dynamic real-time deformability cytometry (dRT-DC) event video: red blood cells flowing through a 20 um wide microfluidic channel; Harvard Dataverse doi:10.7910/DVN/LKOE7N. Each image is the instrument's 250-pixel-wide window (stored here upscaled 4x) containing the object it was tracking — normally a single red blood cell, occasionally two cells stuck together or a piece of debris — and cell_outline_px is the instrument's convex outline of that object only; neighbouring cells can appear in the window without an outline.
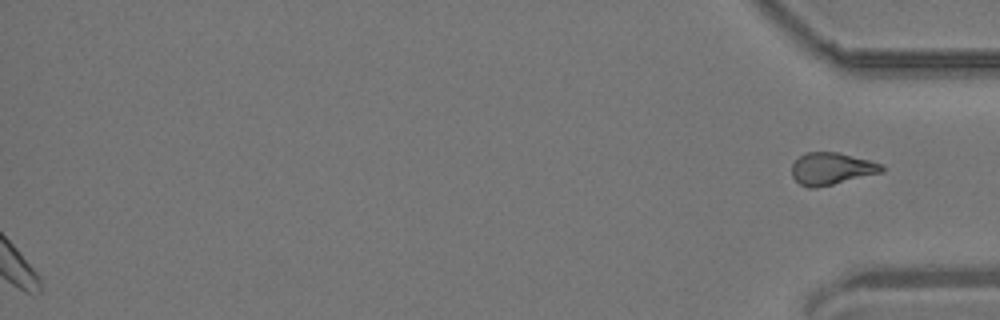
{"species": "common noctule bat (a hibernating species)", "species_latin": "Nyctalus noctula", "temperature_condition": "room temperature", "stored_images_in_passage": 50, "segment_of_instrument_passage": [2, 2], "camera_frame_rate_fps": 3000, "um_per_image_px": 0.085, "animal": {"sex": "male", "body_mass_g": 19.2, "forearm_length_mm": 51.8}, "frame": {"image": 1, "passage_image": 50, "time_ms": 16.333, "image_size_px": [1000, 320], "cell_outline_px": [[884, 172], [816, 188], [808, 188], [800, 184], [792, 176], [792, 164], [804, 152], [836, 152], [884, 164]], "centroid_in_image_um": [70.68, 14.34], "position_along_channel_um": 364.5, "area_um2": 16.82}}